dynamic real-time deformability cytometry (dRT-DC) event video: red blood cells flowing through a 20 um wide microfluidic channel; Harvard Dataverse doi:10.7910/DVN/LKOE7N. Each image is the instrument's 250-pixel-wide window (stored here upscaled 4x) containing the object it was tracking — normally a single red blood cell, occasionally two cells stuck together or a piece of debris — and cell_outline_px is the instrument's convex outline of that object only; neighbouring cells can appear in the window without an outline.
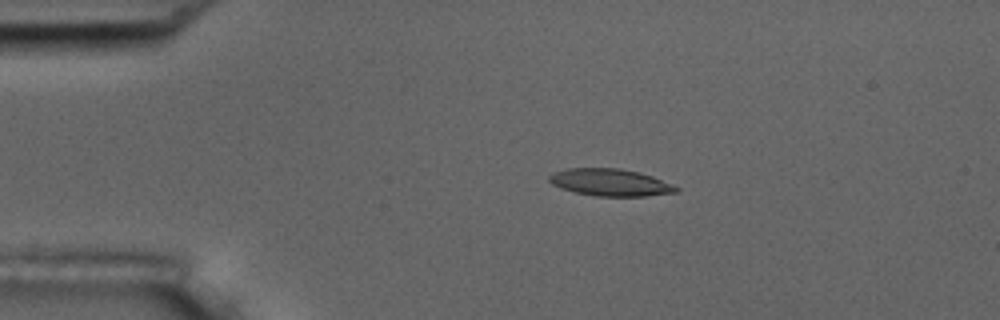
{"species": "common noctule bat (a hibernating species)", "species_latin": "Nyctalus noctula", "temperature_condition": "room temperature", "stored_images_in_passage": 5, "camera_frame_rate_fps": 3000, "um_per_image_px": 0.085, "animal": {"sex": "male", "body_mass_g": 17.5, "forearm_length_mm": 52.3}, "frame": {"image": 1, "passage_image": 4, "time_ms": 3.333, "image_size_px": [1000, 320], "cell_outline_px": [[680, 192], [644, 196], [596, 196], [576, 192], [560, 188], [552, 184], [548, 180], [548, 176], [552, 172], [568, 168], [620, 168], [640, 172], [652, 176], [680, 188]], "centroid_in_image_um": [51.86, 15.5], "position_along_channel_um": 33.1, "area_um2": 20.17}}